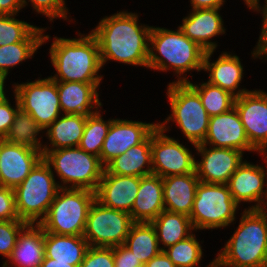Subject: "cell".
Returning <instances> with one entry per match:
<instances>
[{
	"mask_svg": "<svg viewBox=\"0 0 267 267\" xmlns=\"http://www.w3.org/2000/svg\"><path fill=\"white\" fill-rule=\"evenodd\" d=\"M0 14V46L17 42H43L44 28Z\"/></svg>",
	"mask_w": 267,
	"mask_h": 267,
	"instance_id": "32",
	"label": "cell"
},
{
	"mask_svg": "<svg viewBox=\"0 0 267 267\" xmlns=\"http://www.w3.org/2000/svg\"><path fill=\"white\" fill-rule=\"evenodd\" d=\"M260 0H247L245 3L246 5L249 7L250 10H256L258 9L260 6Z\"/></svg>",
	"mask_w": 267,
	"mask_h": 267,
	"instance_id": "49",
	"label": "cell"
},
{
	"mask_svg": "<svg viewBox=\"0 0 267 267\" xmlns=\"http://www.w3.org/2000/svg\"><path fill=\"white\" fill-rule=\"evenodd\" d=\"M113 256L115 267H144L142 262L124 244L113 247Z\"/></svg>",
	"mask_w": 267,
	"mask_h": 267,
	"instance_id": "42",
	"label": "cell"
},
{
	"mask_svg": "<svg viewBox=\"0 0 267 267\" xmlns=\"http://www.w3.org/2000/svg\"><path fill=\"white\" fill-rule=\"evenodd\" d=\"M28 2L37 13L50 18V21L58 17L67 20L68 8L65 5V0H28ZM28 2L21 0L22 7L24 8Z\"/></svg>",
	"mask_w": 267,
	"mask_h": 267,
	"instance_id": "38",
	"label": "cell"
},
{
	"mask_svg": "<svg viewBox=\"0 0 267 267\" xmlns=\"http://www.w3.org/2000/svg\"><path fill=\"white\" fill-rule=\"evenodd\" d=\"M16 106L13 108L10 104V100L5 98L0 102V139H4L9 131L12 123L14 122V117L16 115L17 109L20 107L18 98L16 94L14 95Z\"/></svg>",
	"mask_w": 267,
	"mask_h": 267,
	"instance_id": "41",
	"label": "cell"
},
{
	"mask_svg": "<svg viewBox=\"0 0 267 267\" xmlns=\"http://www.w3.org/2000/svg\"><path fill=\"white\" fill-rule=\"evenodd\" d=\"M80 38H58L49 49L51 63L56 70L51 79L61 82L100 83L102 68L99 44L96 37L78 34Z\"/></svg>",
	"mask_w": 267,
	"mask_h": 267,
	"instance_id": "3",
	"label": "cell"
},
{
	"mask_svg": "<svg viewBox=\"0 0 267 267\" xmlns=\"http://www.w3.org/2000/svg\"><path fill=\"white\" fill-rule=\"evenodd\" d=\"M163 210V181L159 175L142 176L140 187L135 198L131 218L134 222H151Z\"/></svg>",
	"mask_w": 267,
	"mask_h": 267,
	"instance_id": "25",
	"label": "cell"
},
{
	"mask_svg": "<svg viewBox=\"0 0 267 267\" xmlns=\"http://www.w3.org/2000/svg\"><path fill=\"white\" fill-rule=\"evenodd\" d=\"M238 207L227 184L200 181L197 185L190 220L195 231L224 228L234 223Z\"/></svg>",
	"mask_w": 267,
	"mask_h": 267,
	"instance_id": "9",
	"label": "cell"
},
{
	"mask_svg": "<svg viewBox=\"0 0 267 267\" xmlns=\"http://www.w3.org/2000/svg\"><path fill=\"white\" fill-rule=\"evenodd\" d=\"M138 14L120 11L105 16L91 33L99 44L102 67L108 60L119 63L148 66L152 26L138 24Z\"/></svg>",
	"mask_w": 267,
	"mask_h": 267,
	"instance_id": "1",
	"label": "cell"
},
{
	"mask_svg": "<svg viewBox=\"0 0 267 267\" xmlns=\"http://www.w3.org/2000/svg\"><path fill=\"white\" fill-rule=\"evenodd\" d=\"M27 225L22 220L0 221V254L10 258L21 230Z\"/></svg>",
	"mask_w": 267,
	"mask_h": 267,
	"instance_id": "37",
	"label": "cell"
},
{
	"mask_svg": "<svg viewBox=\"0 0 267 267\" xmlns=\"http://www.w3.org/2000/svg\"><path fill=\"white\" fill-rule=\"evenodd\" d=\"M187 83L199 94L201 103L210 117L225 113L234 107L235 96L229 91L208 82L199 85L190 81Z\"/></svg>",
	"mask_w": 267,
	"mask_h": 267,
	"instance_id": "33",
	"label": "cell"
},
{
	"mask_svg": "<svg viewBox=\"0 0 267 267\" xmlns=\"http://www.w3.org/2000/svg\"><path fill=\"white\" fill-rule=\"evenodd\" d=\"M219 10L194 9L183 18V23L179 26L185 36L206 52L214 51L218 46L216 42H211L213 37L225 34L226 29L223 27L224 22Z\"/></svg>",
	"mask_w": 267,
	"mask_h": 267,
	"instance_id": "20",
	"label": "cell"
},
{
	"mask_svg": "<svg viewBox=\"0 0 267 267\" xmlns=\"http://www.w3.org/2000/svg\"><path fill=\"white\" fill-rule=\"evenodd\" d=\"M225 0H190L192 10L194 9H221Z\"/></svg>",
	"mask_w": 267,
	"mask_h": 267,
	"instance_id": "45",
	"label": "cell"
},
{
	"mask_svg": "<svg viewBox=\"0 0 267 267\" xmlns=\"http://www.w3.org/2000/svg\"><path fill=\"white\" fill-rule=\"evenodd\" d=\"M205 52L185 36L179 27L174 31L152 26L147 68L162 72L172 68L174 74L178 75L174 82H187L189 79L181 75L191 70H203Z\"/></svg>",
	"mask_w": 267,
	"mask_h": 267,
	"instance_id": "4",
	"label": "cell"
},
{
	"mask_svg": "<svg viewBox=\"0 0 267 267\" xmlns=\"http://www.w3.org/2000/svg\"><path fill=\"white\" fill-rule=\"evenodd\" d=\"M53 171L42 159L22 183L14 188L15 207L20 220L27 224H39L45 218L60 189Z\"/></svg>",
	"mask_w": 267,
	"mask_h": 267,
	"instance_id": "5",
	"label": "cell"
},
{
	"mask_svg": "<svg viewBox=\"0 0 267 267\" xmlns=\"http://www.w3.org/2000/svg\"><path fill=\"white\" fill-rule=\"evenodd\" d=\"M21 0H0V14L17 15L21 10Z\"/></svg>",
	"mask_w": 267,
	"mask_h": 267,
	"instance_id": "44",
	"label": "cell"
},
{
	"mask_svg": "<svg viewBox=\"0 0 267 267\" xmlns=\"http://www.w3.org/2000/svg\"><path fill=\"white\" fill-rule=\"evenodd\" d=\"M105 170L110 174L123 176L142 177L153 174L151 159V134L140 144L129 148L125 153L120 154L113 159L105 167Z\"/></svg>",
	"mask_w": 267,
	"mask_h": 267,
	"instance_id": "26",
	"label": "cell"
},
{
	"mask_svg": "<svg viewBox=\"0 0 267 267\" xmlns=\"http://www.w3.org/2000/svg\"><path fill=\"white\" fill-rule=\"evenodd\" d=\"M265 6H263L262 7V9H261V7H259L258 9H256L255 11H257V12H259V11H267V0H265Z\"/></svg>",
	"mask_w": 267,
	"mask_h": 267,
	"instance_id": "50",
	"label": "cell"
},
{
	"mask_svg": "<svg viewBox=\"0 0 267 267\" xmlns=\"http://www.w3.org/2000/svg\"><path fill=\"white\" fill-rule=\"evenodd\" d=\"M6 77L4 74L0 73V102H2L5 98H8L6 97V92L4 91V83H5V80H6Z\"/></svg>",
	"mask_w": 267,
	"mask_h": 267,
	"instance_id": "48",
	"label": "cell"
},
{
	"mask_svg": "<svg viewBox=\"0 0 267 267\" xmlns=\"http://www.w3.org/2000/svg\"><path fill=\"white\" fill-rule=\"evenodd\" d=\"M100 83L57 81L61 111L64 114L90 115L102 106L97 89ZM96 108V110H92Z\"/></svg>",
	"mask_w": 267,
	"mask_h": 267,
	"instance_id": "22",
	"label": "cell"
},
{
	"mask_svg": "<svg viewBox=\"0 0 267 267\" xmlns=\"http://www.w3.org/2000/svg\"><path fill=\"white\" fill-rule=\"evenodd\" d=\"M167 88L172 112L158 126L166 132L169 129L166 124L173 121L192 145L202 144L208 132L210 116L199 94L187 82H171Z\"/></svg>",
	"mask_w": 267,
	"mask_h": 267,
	"instance_id": "7",
	"label": "cell"
},
{
	"mask_svg": "<svg viewBox=\"0 0 267 267\" xmlns=\"http://www.w3.org/2000/svg\"><path fill=\"white\" fill-rule=\"evenodd\" d=\"M202 144L217 148H232L242 152L256 150L251 146L236 108L210 117L206 138Z\"/></svg>",
	"mask_w": 267,
	"mask_h": 267,
	"instance_id": "18",
	"label": "cell"
},
{
	"mask_svg": "<svg viewBox=\"0 0 267 267\" xmlns=\"http://www.w3.org/2000/svg\"><path fill=\"white\" fill-rule=\"evenodd\" d=\"M95 192L88 189L60 188L45 218L39 223L44 232L83 236Z\"/></svg>",
	"mask_w": 267,
	"mask_h": 267,
	"instance_id": "8",
	"label": "cell"
},
{
	"mask_svg": "<svg viewBox=\"0 0 267 267\" xmlns=\"http://www.w3.org/2000/svg\"><path fill=\"white\" fill-rule=\"evenodd\" d=\"M20 107L46 130L61 115L57 81L50 77L13 86Z\"/></svg>",
	"mask_w": 267,
	"mask_h": 267,
	"instance_id": "11",
	"label": "cell"
},
{
	"mask_svg": "<svg viewBox=\"0 0 267 267\" xmlns=\"http://www.w3.org/2000/svg\"><path fill=\"white\" fill-rule=\"evenodd\" d=\"M262 13V29L261 34L259 36L257 45L255 46V49L253 51L252 57L263 59V57H266L267 60V11H261ZM265 55V56H264Z\"/></svg>",
	"mask_w": 267,
	"mask_h": 267,
	"instance_id": "43",
	"label": "cell"
},
{
	"mask_svg": "<svg viewBox=\"0 0 267 267\" xmlns=\"http://www.w3.org/2000/svg\"><path fill=\"white\" fill-rule=\"evenodd\" d=\"M165 210L190 217L200 180L196 172L163 177Z\"/></svg>",
	"mask_w": 267,
	"mask_h": 267,
	"instance_id": "23",
	"label": "cell"
},
{
	"mask_svg": "<svg viewBox=\"0 0 267 267\" xmlns=\"http://www.w3.org/2000/svg\"><path fill=\"white\" fill-rule=\"evenodd\" d=\"M49 38V35L44 34L43 42H17L0 46V73L8 76L10 68L32 58L36 50Z\"/></svg>",
	"mask_w": 267,
	"mask_h": 267,
	"instance_id": "35",
	"label": "cell"
},
{
	"mask_svg": "<svg viewBox=\"0 0 267 267\" xmlns=\"http://www.w3.org/2000/svg\"><path fill=\"white\" fill-rule=\"evenodd\" d=\"M20 220L15 207L14 189L0 186V221Z\"/></svg>",
	"mask_w": 267,
	"mask_h": 267,
	"instance_id": "40",
	"label": "cell"
},
{
	"mask_svg": "<svg viewBox=\"0 0 267 267\" xmlns=\"http://www.w3.org/2000/svg\"><path fill=\"white\" fill-rule=\"evenodd\" d=\"M40 267H76L72 262H53V259L44 257Z\"/></svg>",
	"mask_w": 267,
	"mask_h": 267,
	"instance_id": "47",
	"label": "cell"
},
{
	"mask_svg": "<svg viewBox=\"0 0 267 267\" xmlns=\"http://www.w3.org/2000/svg\"><path fill=\"white\" fill-rule=\"evenodd\" d=\"M42 153L44 161L62 181L60 188L97 190L105 170L98 156L79 147L43 150Z\"/></svg>",
	"mask_w": 267,
	"mask_h": 267,
	"instance_id": "6",
	"label": "cell"
},
{
	"mask_svg": "<svg viewBox=\"0 0 267 267\" xmlns=\"http://www.w3.org/2000/svg\"><path fill=\"white\" fill-rule=\"evenodd\" d=\"M43 130L45 129H43L28 112L19 107L16 111L14 122L9 128L4 140L42 152L43 143H41L40 139L37 137Z\"/></svg>",
	"mask_w": 267,
	"mask_h": 267,
	"instance_id": "31",
	"label": "cell"
},
{
	"mask_svg": "<svg viewBox=\"0 0 267 267\" xmlns=\"http://www.w3.org/2000/svg\"><path fill=\"white\" fill-rule=\"evenodd\" d=\"M124 245L143 265L162 251L151 222H134Z\"/></svg>",
	"mask_w": 267,
	"mask_h": 267,
	"instance_id": "30",
	"label": "cell"
},
{
	"mask_svg": "<svg viewBox=\"0 0 267 267\" xmlns=\"http://www.w3.org/2000/svg\"><path fill=\"white\" fill-rule=\"evenodd\" d=\"M45 257L44 230L39 224H27L19 233L16 245L4 267H40ZM9 261V262H8Z\"/></svg>",
	"mask_w": 267,
	"mask_h": 267,
	"instance_id": "24",
	"label": "cell"
},
{
	"mask_svg": "<svg viewBox=\"0 0 267 267\" xmlns=\"http://www.w3.org/2000/svg\"><path fill=\"white\" fill-rule=\"evenodd\" d=\"M234 107L251 146L267 154V93L260 89L244 93L235 97Z\"/></svg>",
	"mask_w": 267,
	"mask_h": 267,
	"instance_id": "13",
	"label": "cell"
},
{
	"mask_svg": "<svg viewBox=\"0 0 267 267\" xmlns=\"http://www.w3.org/2000/svg\"><path fill=\"white\" fill-rule=\"evenodd\" d=\"M157 126L151 133L152 172L161 178L195 172V157L178 140Z\"/></svg>",
	"mask_w": 267,
	"mask_h": 267,
	"instance_id": "12",
	"label": "cell"
},
{
	"mask_svg": "<svg viewBox=\"0 0 267 267\" xmlns=\"http://www.w3.org/2000/svg\"><path fill=\"white\" fill-rule=\"evenodd\" d=\"M79 267H115L113 247L89 246Z\"/></svg>",
	"mask_w": 267,
	"mask_h": 267,
	"instance_id": "39",
	"label": "cell"
},
{
	"mask_svg": "<svg viewBox=\"0 0 267 267\" xmlns=\"http://www.w3.org/2000/svg\"><path fill=\"white\" fill-rule=\"evenodd\" d=\"M87 115L62 114L46 129L49 144L43 145V150H56L60 148L78 147L83 136Z\"/></svg>",
	"mask_w": 267,
	"mask_h": 267,
	"instance_id": "27",
	"label": "cell"
},
{
	"mask_svg": "<svg viewBox=\"0 0 267 267\" xmlns=\"http://www.w3.org/2000/svg\"><path fill=\"white\" fill-rule=\"evenodd\" d=\"M99 111L87 115L83 136L81 137L79 148L87 153L100 157L104 139L113 119L104 121Z\"/></svg>",
	"mask_w": 267,
	"mask_h": 267,
	"instance_id": "34",
	"label": "cell"
},
{
	"mask_svg": "<svg viewBox=\"0 0 267 267\" xmlns=\"http://www.w3.org/2000/svg\"><path fill=\"white\" fill-rule=\"evenodd\" d=\"M238 228L209 267H261L267 263V210L244 209Z\"/></svg>",
	"mask_w": 267,
	"mask_h": 267,
	"instance_id": "2",
	"label": "cell"
},
{
	"mask_svg": "<svg viewBox=\"0 0 267 267\" xmlns=\"http://www.w3.org/2000/svg\"><path fill=\"white\" fill-rule=\"evenodd\" d=\"M45 257L53 262H72L79 267L89 247L83 236L44 232Z\"/></svg>",
	"mask_w": 267,
	"mask_h": 267,
	"instance_id": "28",
	"label": "cell"
},
{
	"mask_svg": "<svg viewBox=\"0 0 267 267\" xmlns=\"http://www.w3.org/2000/svg\"><path fill=\"white\" fill-rule=\"evenodd\" d=\"M158 126L126 119H113L100 152V161L106 167L129 148L143 142Z\"/></svg>",
	"mask_w": 267,
	"mask_h": 267,
	"instance_id": "16",
	"label": "cell"
},
{
	"mask_svg": "<svg viewBox=\"0 0 267 267\" xmlns=\"http://www.w3.org/2000/svg\"><path fill=\"white\" fill-rule=\"evenodd\" d=\"M139 176L110 174L106 170L95 191V199L102 205L130 214L140 187Z\"/></svg>",
	"mask_w": 267,
	"mask_h": 267,
	"instance_id": "19",
	"label": "cell"
},
{
	"mask_svg": "<svg viewBox=\"0 0 267 267\" xmlns=\"http://www.w3.org/2000/svg\"><path fill=\"white\" fill-rule=\"evenodd\" d=\"M176 267H195L202 260V246L195 234L163 250Z\"/></svg>",
	"mask_w": 267,
	"mask_h": 267,
	"instance_id": "36",
	"label": "cell"
},
{
	"mask_svg": "<svg viewBox=\"0 0 267 267\" xmlns=\"http://www.w3.org/2000/svg\"><path fill=\"white\" fill-rule=\"evenodd\" d=\"M201 161H195L199 180L211 184H227L232 174L243 163V153L232 148H217L205 144L194 146Z\"/></svg>",
	"mask_w": 267,
	"mask_h": 267,
	"instance_id": "14",
	"label": "cell"
},
{
	"mask_svg": "<svg viewBox=\"0 0 267 267\" xmlns=\"http://www.w3.org/2000/svg\"><path fill=\"white\" fill-rule=\"evenodd\" d=\"M213 52L207 51L204 55L203 70L209 72L207 82L229 91L235 97L251 91L245 88L240 89L239 87L244 77L240 58L237 55L223 52L216 61L210 62Z\"/></svg>",
	"mask_w": 267,
	"mask_h": 267,
	"instance_id": "21",
	"label": "cell"
},
{
	"mask_svg": "<svg viewBox=\"0 0 267 267\" xmlns=\"http://www.w3.org/2000/svg\"><path fill=\"white\" fill-rule=\"evenodd\" d=\"M262 156H265L266 170L263 165H252L246 160L236 169L227 183L231 196L238 205L241 202L256 203L247 209L267 207V201L266 203L264 201V197L267 200V154Z\"/></svg>",
	"mask_w": 267,
	"mask_h": 267,
	"instance_id": "15",
	"label": "cell"
},
{
	"mask_svg": "<svg viewBox=\"0 0 267 267\" xmlns=\"http://www.w3.org/2000/svg\"><path fill=\"white\" fill-rule=\"evenodd\" d=\"M134 221L127 212L99 203L91 204L83 237L91 247H114L125 243Z\"/></svg>",
	"mask_w": 267,
	"mask_h": 267,
	"instance_id": "10",
	"label": "cell"
},
{
	"mask_svg": "<svg viewBox=\"0 0 267 267\" xmlns=\"http://www.w3.org/2000/svg\"><path fill=\"white\" fill-rule=\"evenodd\" d=\"M151 224L155 228L159 246L163 251L169 246L175 245L177 242L182 241L193 233L195 230L190 217L184 214L170 212L163 210Z\"/></svg>",
	"mask_w": 267,
	"mask_h": 267,
	"instance_id": "29",
	"label": "cell"
},
{
	"mask_svg": "<svg viewBox=\"0 0 267 267\" xmlns=\"http://www.w3.org/2000/svg\"><path fill=\"white\" fill-rule=\"evenodd\" d=\"M144 267H176L164 251L150 259Z\"/></svg>",
	"mask_w": 267,
	"mask_h": 267,
	"instance_id": "46",
	"label": "cell"
},
{
	"mask_svg": "<svg viewBox=\"0 0 267 267\" xmlns=\"http://www.w3.org/2000/svg\"><path fill=\"white\" fill-rule=\"evenodd\" d=\"M43 159V153L0 139V186L15 188Z\"/></svg>",
	"mask_w": 267,
	"mask_h": 267,
	"instance_id": "17",
	"label": "cell"
}]
</instances>
